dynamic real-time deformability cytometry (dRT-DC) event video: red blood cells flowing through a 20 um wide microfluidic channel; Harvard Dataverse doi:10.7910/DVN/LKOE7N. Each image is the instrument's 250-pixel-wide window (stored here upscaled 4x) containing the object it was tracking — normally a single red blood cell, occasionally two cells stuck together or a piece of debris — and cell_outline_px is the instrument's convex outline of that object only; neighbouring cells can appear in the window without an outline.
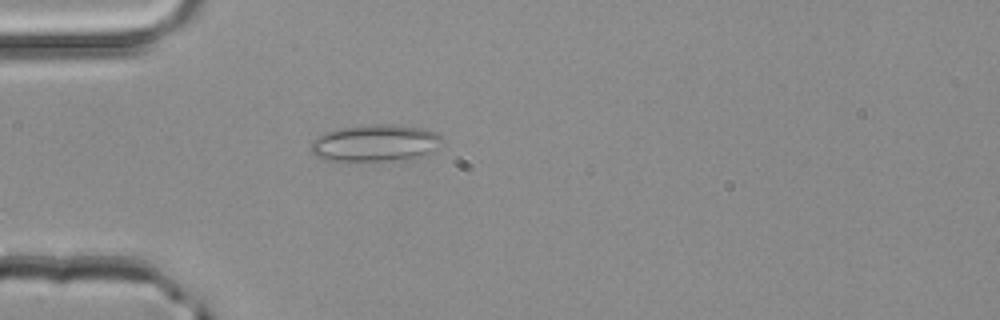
{"species": "common noctule bat (a hibernating species)", "species_latin": "Nyctalus noctula", "temperature_condition": "room temperature", "stored_images_in_passage": 1, "camera_frame_rate_fps": 3000, "um_per_image_px": 0.085, "animal": {"sex": "male", "body_mass_g": 20.4}, "frame": {"image": 1, "passage_image": 1, "time_ms": 0.0, "image_size_px": [1000, 320], "cell_outline_px": [[444, 140], [428, 152], [416, 160], [320, 160], [308, 148], [312, 140], [316, 136], [324, 132], [336, 128], [364, 124], [400, 124], [420, 128], [436, 132]], "centroid_in_image_um": [31.84, 12.14], "position_along_channel_um": 53.2, "area_um2": 28.73}}